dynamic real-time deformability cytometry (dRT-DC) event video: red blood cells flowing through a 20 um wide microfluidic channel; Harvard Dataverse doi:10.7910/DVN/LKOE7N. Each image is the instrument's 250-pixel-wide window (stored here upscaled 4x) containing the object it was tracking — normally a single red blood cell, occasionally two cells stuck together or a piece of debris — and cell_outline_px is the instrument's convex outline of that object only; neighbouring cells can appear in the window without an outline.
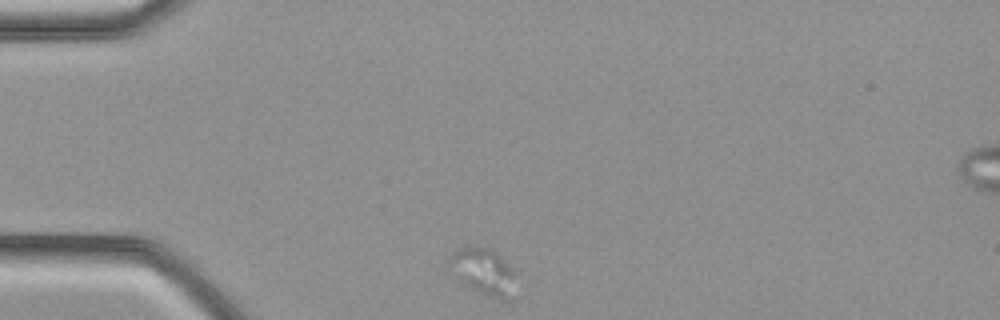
{"species": "common noctule bat (a hibernating species)", "species_latin": "Nyctalus noctula", "temperature_condition": "cold", "stored_images_in_passage": 25, "camera_frame_rate_fps": 3000, "um_per_image_px": 0.085, "animal": {"sex": "female", "body_mass_g": 21.9}, "frame": {"image": 1, "passage_image": 1, "time_ms": 0.0, "image_size_px": [1000, 320], "cell_outline_px": [[516, 272], [512, 300], [504, 300], [480, 292], [460, 284], [448, 260], [448, 256], [452, 252], [460, 248], [492, 248], [516, 268]], "centroid_in_image_um": [41.15, 23.09], "position_along_channel_um": 43.8, "area_um2": 18.26}}
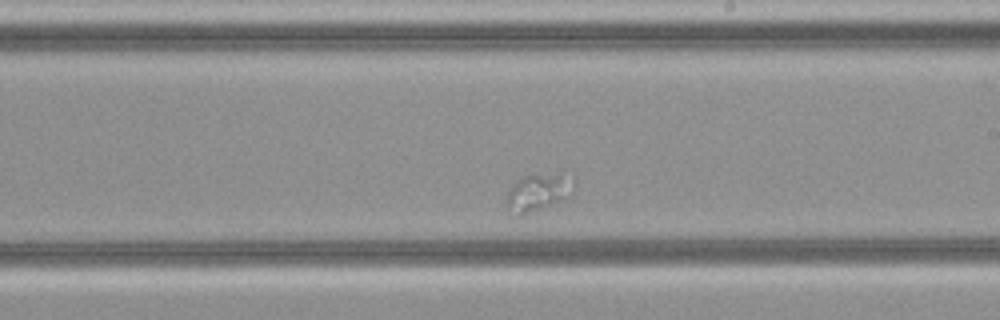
{"frame": {"image": 2, "passage_image": 15, "time_ms": 4.667, "image_size_px": [1000, 320], "cell_outline_px": [[576, 184], [572, 196], [524, 216], [520, 216], [508, 204], [508, 192], [516, 180], [524, 176], [560, 172]], "centroid_in_image_um": [45.83, 16.33], "position_along_channel_um": 243.2, "area_um2": 14.51}}
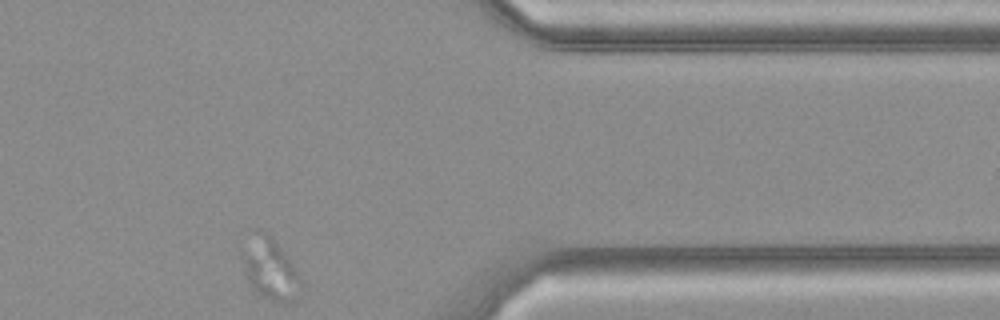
{"frame": {"image": 3, "passage_image": 25, "time_ms": 8.0, "image_size_px": [1000, 320], "cell_outline_px": [[304, 280], [296, 300], [280, 304], [256, 292], [252, 288], [240, 256], [256, 228], [260, 228], [272, 236], [288, 256]], "centroid_in_image_um": [23.01, 22.85], "position_along_channel_um": 388.4, "area_um2": 21.21}}